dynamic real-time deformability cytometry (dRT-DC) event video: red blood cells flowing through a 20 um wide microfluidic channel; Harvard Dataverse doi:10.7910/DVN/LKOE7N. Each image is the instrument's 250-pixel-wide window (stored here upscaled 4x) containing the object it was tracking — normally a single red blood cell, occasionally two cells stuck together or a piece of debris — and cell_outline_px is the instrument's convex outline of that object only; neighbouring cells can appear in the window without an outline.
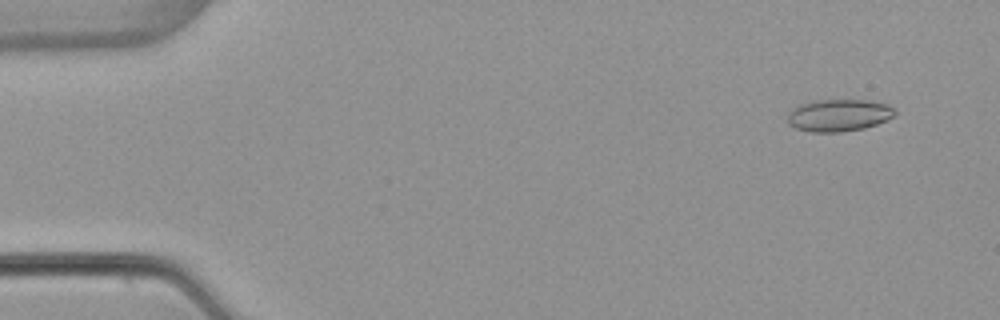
{"species": "common noctule bat (a hibernating species)", "species_latin": "Nyctalus noctula", "temperature_condition": "warm", "stored_images_in_passage": 53, "camera_frame_rate_fps": 3000, "um_per_image_px": 0.085, "animal": {"sex": "female", "body_mass_g": 22.7, "forearm_length_mm": 54.2}, "frame": {"image": 1, "passage_image": 4, "time_ms": 1.0, "image_size_px": [1000, 320], "cell_outline_px": [[896, 116], [888, 120], [864, 128], [840, 132], [812, 132], [796, 128], [788, 124], [788, 112], [792, 108], [800, 104], [816, 100], [868, 100], [888, 104], [896, 112]], "centroid_in_image_um": [71.3, 9.79], "position_along_channel_um": 13.7, "area_um2": 20.23}}
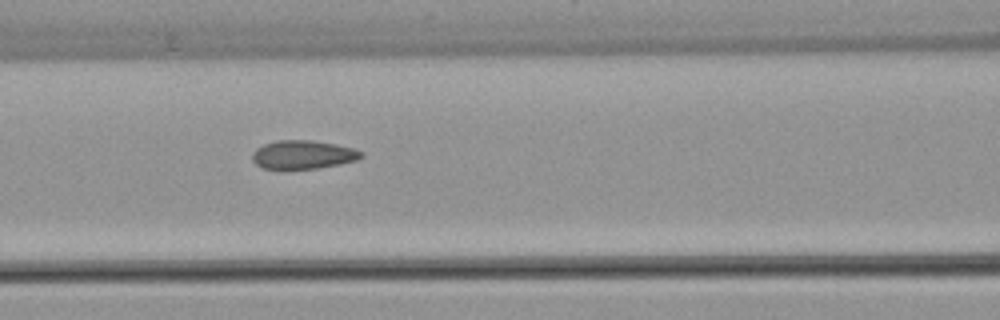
{"frame": {"image": 2, "passage_image": 23, "time_ms": 7.333, "image_size_px": [1000, 320], "cell_outline_px": [[364, 156], [356, 160], [340, 164], [316, 168], [284, 172], [280, 172], [264, 168], [256, 164], [252, 160], [252, 152], [256, 148], [264, 144], [276, 140], [312, 140], [336, 144], [352, 148], [364, 152]], "centroid_in_image_um": [25.7, 13.18], "position_along_channel_um": 140.9, "area_um2": 18.84}}
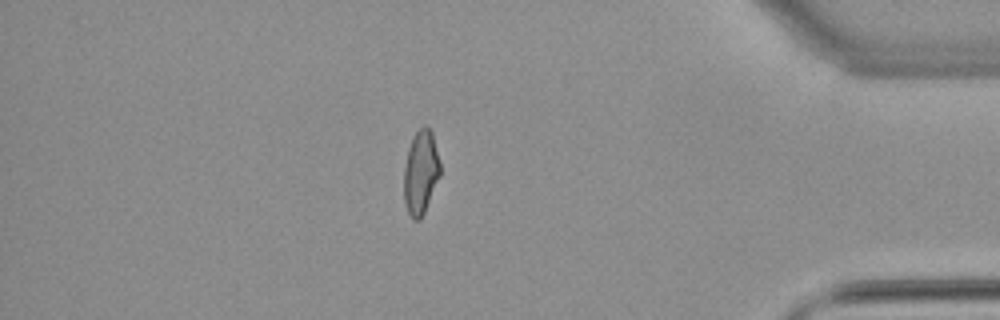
{"frame": {"image": 3, "passage_image": 46, "time_ms": 15.0, "image_size_px": [1000, 320], "cell_outline_px": [[440, 176], [424, 212], [420, 220], [412, 220], [404, 204], [404, 164], [408, 148], [412, 136], [424, 124], [432, 132], [440, 160]], "centroid_in_image_um": [35.75, 14.64], "position_along_channel_um": 399.4, "area_um2": 17.92}, "authors_computed_cell_mechanics": {"area_um2": 18.3804, "velocity_mm_per_s": 3.8607, "shape_relaxation_time_tau1_ms": null, "shape_relaxation_time_tau2_ms": 1.492, "deformation_change_tau1": null, "deformation_change_tau2": 0.0759}}